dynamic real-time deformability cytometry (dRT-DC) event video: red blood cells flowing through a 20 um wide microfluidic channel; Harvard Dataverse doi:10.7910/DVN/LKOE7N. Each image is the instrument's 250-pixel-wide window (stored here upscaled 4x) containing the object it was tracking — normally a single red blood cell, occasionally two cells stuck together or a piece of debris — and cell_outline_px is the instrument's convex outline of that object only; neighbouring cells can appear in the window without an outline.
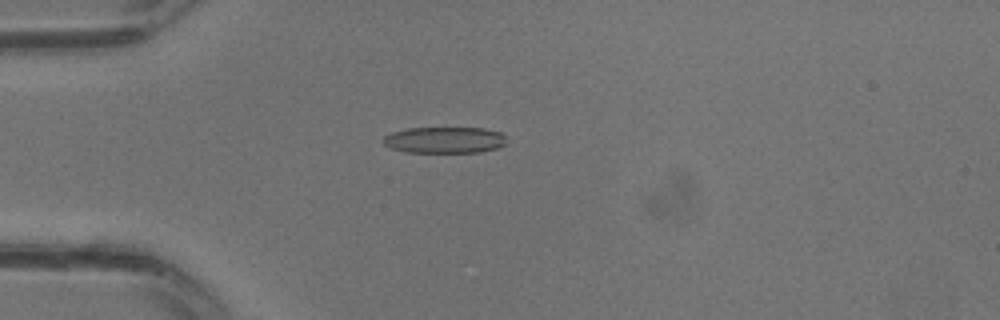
{"species": "common noctule bat (a hibernating species)", "species_latin": "Nyctalus noctula", "temperature_condition": "warm", "stored_images_in_passage": 13, "camera_frame_rate_fps": 3000, "um_per_image_px": 0.085, "animal": {"sex": "male", "body_mass_g": 13.3}, "frame": {"image": 1, "passage_image": 8, "time_ms": 2.333, "image_size_px": [1000, 320], "cell_outline_px": [[508, 136], [504, 144], [496, 148], [480, 152], [404, 152], [392, 148], [384, 144], [380, 140], [384, 136], [392, 132], [408, 128], [484, 128], [500, 132]], "centroid_in_image_um": [37.78, 11.89], "position_along_channel_um": 47.2, "area_um2": 19.02}}
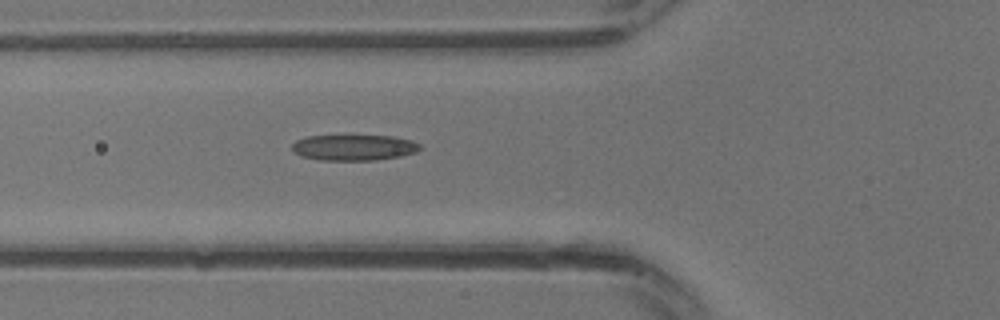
{"frame": {"image": 2, "passage_image": 11, "time_ms": 3.333, "image_size_px": [1000, 320], "cell_outline_px": [[420, 148], [416, 152], [400, 156], [376, 160], [320, 160], [300, 156], [292, 148], [292, 144], [296, 140], [308, 136], [344, 132], [348, 132], [392, 136], [412, 140], [420, 144]], "centroid_in_image_um": [30.06, 12.47], "position_along_channel_um": 95.7, "area_um2": 20.4}}
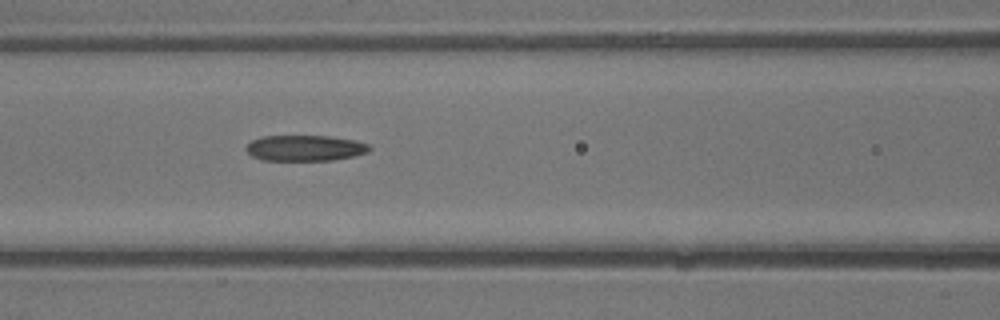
{"frame": {"image": 3, "passage_image": 13, "time_ms": 4.0, "image_size_px": [1000, 320], "cell_outline_px": [[372, 148], [368, 152], [352, 156], [332, 160], [260, 160], [252, 156], [244, 148], [252, 140], [260, 136], [332, 136], [356, 140], [368, 144]], "centroid_in_image_um": [25.92, 12.58], "position_along_channel_um": 140.7, "area_um2": 18.61}}